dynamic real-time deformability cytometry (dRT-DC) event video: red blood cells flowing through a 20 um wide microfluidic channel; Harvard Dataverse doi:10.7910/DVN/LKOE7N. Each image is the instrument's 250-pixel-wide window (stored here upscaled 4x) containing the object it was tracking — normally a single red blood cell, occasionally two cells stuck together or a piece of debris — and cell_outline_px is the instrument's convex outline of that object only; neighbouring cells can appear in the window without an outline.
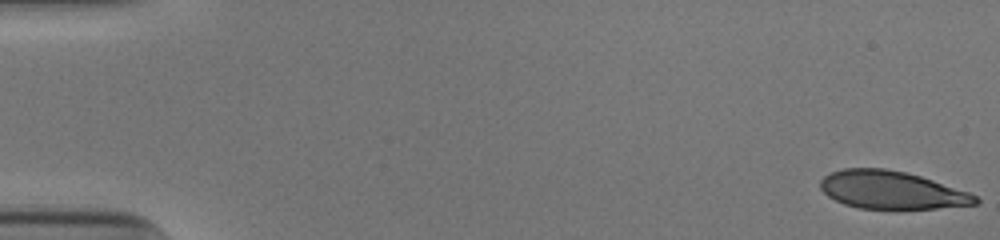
{"species": "human", "species_latin": "Homo sapiens", "temperature_condition": "cold", "stored_images_in_passage": 52, "camera_frame_rate_fps": 3000, "um_per_image_px": 0.085, "donor": {"sex": "male"}, "frame": {"image": 1, "passage_image": 1, "time_ms": 0.0, "image_size_px": [1000, 240], "cell_outline_px": [[980, 204], [936, 208], [860, 208], [844, 204], [828, 196], [820, 188], [820, 180], [824, 176], [832, 172], [844, 168], [884, 168], [904, 172], [920, 176], [968, 192], [976, 196], [980, 200]], "centroid_in_image_um": [75.77, 16.15], "position_along_channel_um": 9.2, "area_um2": 33.81}}
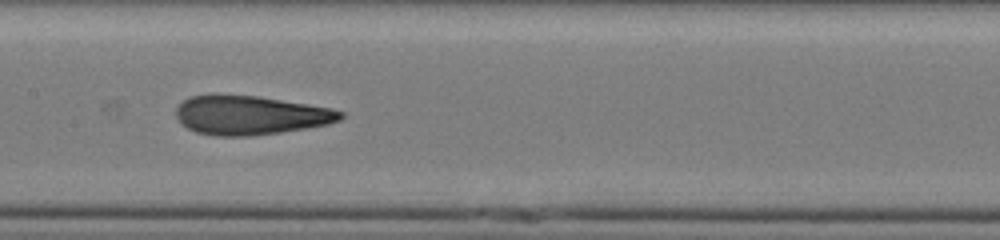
{"frame": {"image": 2, "passage_image": 27, "time_ms": 8.667, "image_size_px": [1000, 240], "cell_outline_px": [[344, 116], [340, 120], [328, 124], [280, 132], [248, 136], [216, 136], [196, 132], [188, 128], [176, 116], [176, 108], [188, 96], [216, 92], [260, 96], [332, 108], [344, 112]], "centroid_in_image_um": [21.25, 9.75], "position_along_channel_um": 186.1, "area_um2": 37.92}}
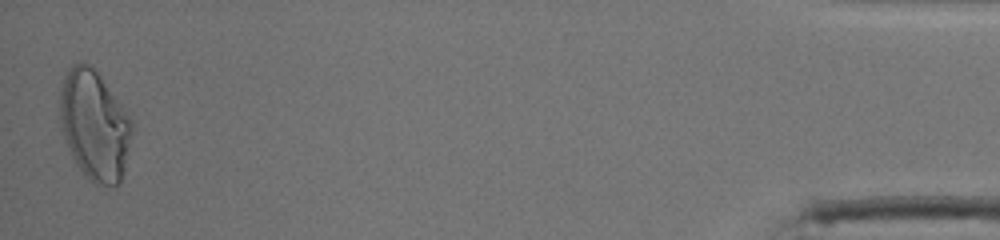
{"frame": {"image": 3, "passage_image": 52, "time_ms": 17.0, "image_size_px": [1000, 240], "cell_outline_px": [[132, 132], [124, 168], [120, 184], [112, 188], [92, 184], [84, 176], [76, 164], [72, 156], [60, 128], [60, 88], [64, 76], [68, 68], [72, 64], [80, 60], [88, 64], [100, 76], [132, 112]], "centroid_in_image_um": [8.05, 10.65], "position_along_channel_um": 427.2, "area_um2": 47.22}, "authors_computed_cell_mechanics": {"area_um2": 37.3966, "velocity_mm_per_s": 3.9074, "shape_relaxation_time_tau1_ms": 5.9385, "shape_relaxation_time_tau2_ms": 1.4205, "deformation_change_tau1": 0.1993, "deformation_change_tau2": 0.0862}}